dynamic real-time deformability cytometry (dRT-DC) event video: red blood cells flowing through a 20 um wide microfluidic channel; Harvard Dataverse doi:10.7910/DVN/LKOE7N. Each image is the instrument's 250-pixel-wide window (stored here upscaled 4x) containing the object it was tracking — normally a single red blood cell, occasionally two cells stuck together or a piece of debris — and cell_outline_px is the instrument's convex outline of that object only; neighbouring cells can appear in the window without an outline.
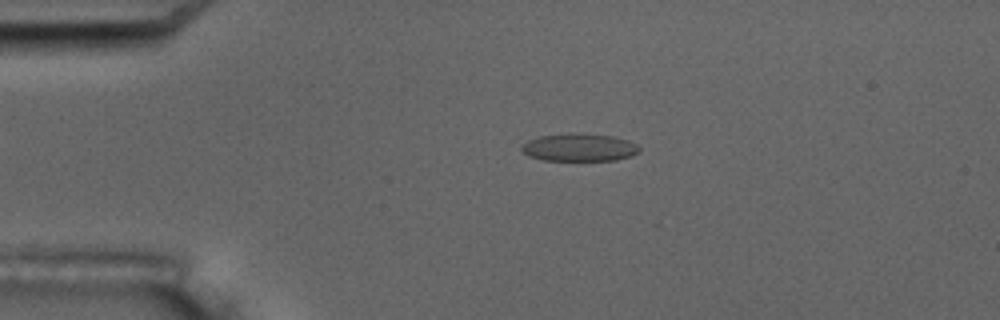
{"species": "common noctule bat (a hibernating species)", "species_latin": "Nyctalus noctula", "temperature_condition": "room temperature", "stored_images_in_passage": 3, "camera_frame_rate_fps": 3000, "um_per_image_px": 0.085, "animal": {"sex": "male", "body_mass_g": 17.5, "forearm_length_mm": 52.3}, "frame": {"image": 1, "passage_image": 2, "time_ms": 1.333, "image_size_px": [1000, 320], "cell_outline_px": [[640, 152], [632, 156], [616, 160], [544, 160], [528, 156], [520, 148], [520, 144], [528, 140], [540, 136], [576, 132], [580, 132], [612, 136], [628, 140], [636, 144], [640, 148]], "centroid_in_image_um": [49.24, 12.52], "position_along_channel_um": 35.8, "area_um2": 19.25}}